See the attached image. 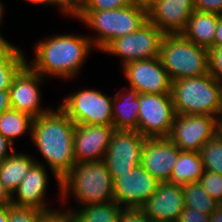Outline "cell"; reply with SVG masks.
<instances>
[{
	"label": "cell",
	"instance_id": "obj_1",
	"mask_svg": "<svg viewBox=\"0 0 222 222\" xmlns=\"http://www.w3.org/2000/svg\"><path fill=\"white\" fill-rule=\"evenodd\" d=\"M76 124L59 108L36 117L32 123L31 140L49 164L59 190L61 180L76 164L74 130Z\"/></svg>",
	"mask_w": 222,
	"mask_h": 222
},
{
	"label": "cell",
	"instance_id": "obj_2",
	"mask_svg": "<svg viewBox=\"0 0 222 222\" xmlns=\"http://www.w3.org/2000/svg\"><path fill=\"white\" fill-rule=\"evenodd\" d=\"M94 48L85 35L59 34L35 44V59L27 65L45 78V75L73 79ZM73 77V78H72Z\"/></svg>",
	"mask_w": 222,
	"mask_h": 222
},
{
	"label": "cell",
	"instance_id": "obj_3",
	"mask_svg": "<svg viewBox=\"0 0 222 222\" xmlns=\"http://www.w3.org/2000/svg\"><path fill=\"white\" fill-rule=\"evenodd\" d=\"M113 183L104 160L77 163L61 180L59 198L64 203L72 191L78 205L82 206L114 201Z\"/></svg>",
	"mask_w": 222,
	"mask_h": 222
},
{
	"label": "cell",
	"instance_id": "obj_4",
	"mask_svg": "<svg viewBox=\"0 0 222 222\" xmlns=\"http://www.w3.org/2000/svg\"><path fill=\"white\" fill-rule=\"evenodd\" d=\"M176 115H210L222 111V85L210 73L183 78L171 83Z\"/></svg>",
	"mask_w": 222,
	"mask_h": 222
},
{
	"label": "cell",
	"instance_id": "obj_5",
	"mask_svg": "<svg viewBox=\"0 0 222 222\" xmlns=\"http://www.w3.org/2000/svg\"><path fill=\"white\" fill-rule=\"evenodd\" d=\"M76 18L97 32L90 41L100 51L115 38L137 31L148 21L147 11L132 4L112 10H81Z\"/></svg>",
	"mask_w": 222,
	"mask_h": 222
},
{
	"label": "cell",
	"instance_id": "obj_6",
	"mask_svg": "<svg viewBox=\"0 0 222 222\" xmlns=\"http://www.w3.org/2000/svg\"><path fill=\"white\" fill-rule=\"evenodd\" d=\"M159 58L171 82L209 73L208 49L190 42L182 34H164Z\"/></svg>",
	"mask_w": 222,
	"mask_h": 222
},
{
	"label": "cell",
	"instance_id": "obj_7",
	"mask_svg": "<svg viewBox=\"0 0 222 222\" xmlns=\"http://www.w3.org/2000/svg\"><path fill=\"white\" fill-rule=\"evenodd\" d=\"M112 105L113 97L89 88L67 95L59 108L76 125L113 126Z\"/></svg>",
	"mask_w": 222,
	"mask_h": 222
},
{
	"label": "cell",
	"instance_id": "obj_8",
	"mask_svg": "<svg viewBox=\"0 0 222 222\" xmlns=\"http://www.w3.org/2000/svg\"><path fill=\"white\" fill-rule=\"evenodd\" d=\"M163 36L147 21L137 31L112 40L102 52L120 56L122 66L132 61L158 58Z\"/></svg>",
	"mask_w": 222,
	"mask_h": 222
},
{
	"label": "cell",
	"instance_id": "obj_9",
	"mask_svg": "<svg viewBox=\"0 0 222 222\" xmlns=\"http://www.w3.org/2000/svg\"><path fill=\"white\" fill-rule=\"evenodd\" d=\"M138 132L145 138H167L176 116L171 94L139 93Z\"/></svg>",
	"mask_w": 222,
	"mask_h": 222
},
{
	"label": "cell",
	"instance_id": "obj_10",
	"mask_svg": "<svg viewBox=\"0 0 222 222\" xmlns=\"http://www.w3.org/2000/svg\"><path fill=\"white\" fill-rule=\"evenodd\" d=\"M145 137L136 130H115L104 161L113 181L141 164Z\"/></svg>",
	"mask_w": 222,
	"mask_h": 222
},
{
	"label": "cell",
	"instance_id": "obj_11",
	"mask_svg": "<svg viewBox=\"0 0 222 222\" xmlns=\"http://www.w3.org/2000/svg\"><path fill=\"white\" fill-rule=\"evenodd\" d=\"M215 118L210 115H176L167 137L181 151L198 152L215 136Z\"/></svg>",
	"mask_w": 222,
	"mask_h": 222
},
{
	"label": "cell",
	"instance_id": "obj_12",
	"mask_svg": "<svg viewBox=\"0 0 222 222\" xmlns=\"http://www.w3.org/2000/svg\"><path fill=\"white\" fill-rule=\"evenodd\" d=\"M114 200L122 207H141L157 190L159 181L140 164L114 181Z\"/></svg>",
	"mask_w": 222,
	"mask_h": 222
},
{
	"label": "cell",
	"instance_id": "obj_13",
	"mask_svg": "<svg viewBox=\"0 0 222 222\" xmlns=\"http://www.w3.org/2000/svg\"><path fill=\"white\" fill-rule=\"evenodd\" d=\"M129 88L139 93L171 94V80L160 58L132 61L123 67Z\"/></svg>",
	"mask_w": 222,
	"mask_h": 222
},
{
	"label": "cell",
	"instance_id": "obj_14",
	"mask_svg": "<svg viewBox=\"0 0 222 222\" xmlns=\"http://www.w3.org/2000/svg\"><path fill=\"white\" fill-rule=\"evenodd\" d=\"M45 80L39 73L34 72L27 64L13 78L9 88L11 108L39 117L48 113L52 108H41V93L39 85Z\"/></svg>",
	"mask_w": 222,
	"mask_h": 222
},
{
	"label": "cell",
	"instance_id": "obj_15",
	"mask_svg": "<svg viewBox=\"0 0 222 222\" xmlns=\"http://www.w3.org/2000/svg\"><path fill=\"white\" fill-rule=\"evenodd\" d=\"M114 131V126L76 125L73 141L76 164L104 160Z\"/></svg>",
	"mask_w": 222,
	"mask_h": 222
},
{
	"label": "cell",
	"instance_id": "obj_16",
	"mask_svg": "<svg viewBox=\"0 0 222 222\" xmlns=\"http://www.w3.org/2000/svg\"><path fill=\"white\" fill-rule=\"evenodd\" d=\"M181 150L168 138H146L141 165L159 182H170L173 168Z\"/></svg>",
	"mask_w": 222,
	"mask_h": 222
},
{
	"label": "cell",
	"instance_id": "obj_17",
	"mask_svg": "<svg viewBox=\"0 0 222 222\" xmlns=\"http://www.w3.org/2000/svg\"><path fill=\"white\" fill-rule=\"evenodd\" d=\"M193 11V0H156L147 16L163 34H181Z\"/></svg>",
	"mask_w": 222,
	"mask_h": 222
},
{
	"label": "cell",
	"instance_id": "obj_18",
	"mask_svg": "<svg viewBox=\"0 0 222 222\" xmlns=\"http://www.w3.org/2000/svg\"><path fill=\"white\" fill-rule=\"evenodd\" d=\"M140 208L148 219L177 222L185 208L182 185L160 182L156 192Z\"/></svg>",
	"mask_w": 222,
	"mask_h": 222
},
{
	"label": "cell",
	"instance_id": "obj_19",
	"mask_svg": "<svg viewBox=\"0 0 222 222\" xmlns=\"http://www.w3.org/2000/svg\"><path fill=\"white\" fill-rule=\"evenodd\" d=\"M35 161L36 163L29 169L26 177L11 195V204L33 207L43 212H48L52 210L45 202L49 177L44 164H41L40 161Z\"/></svg>",
	"mask_w": 222,
	"mask_h": 222
},
{
	"label": "cell",
	"instance_id": "obj_20",
	"mask_svg": "<svg viewBox=\"0 0 222 222\" xmlns=\"http://www.w3.org/2000/svg\"><path fill=\"white\" fill-rule=\"evenodd\" d=\"M139 92L126 87V91L113 96L112 116L115 130H136L138 132Z\"/></svg>",
	"mask_w": 222,
	"mask_h": 222
},
{
	"label": "cell",
	"instance_id": "obj_21",
	"mask_svg": "<svg viewBox=\"0 0 222 222\" xmlns=\"http://www.w3.org/2000/svg\"><path fill=\"white\" fill-rule=\"evenodd\" d=\"M221 15L194 10L185 30L181 33L190 42L207 48L214 47V37Z\"/></svg>",
	"mask_w": 222,
	"mask_h": 222
},
{
	"label": "cell",
	"instance_id": "obj_22",
	"mask_svg": "<svg viewBox=\"0 0 222 222\" xmlns=\"http://www.w3.org/2000/svg\"><path fill=\"white\" fill-rule=\"evenodd\" d=\"M15 150L0 164V180L12 195L22 180L26 177L29 169L36 163V159L24 153H16Z\"/></svg>",
	"mask_w": 222,
	"mask_h": 222
},
{
	"label": "cell",
	"instance_id": "obj_23",
	"mask_svg": "<svg viewBox=\"0 0 222 222\" xmlns=\"http://www.w3.org/2000/svg\"><path fill=\"white\" fill-rule=\"evenodd\" d=\"M21 48L8 41L0 42V91L9 90L13 78L26 65Z\"/></svg>",
	"mask_w": 222,
	"mask_h": 222
},
{
	"label": "cell",
	"instance_id": "obj_24",
	"mask_svg": "<svg viewBox=\"0 0 222 222\" xmlns=\"http://www.w3.org/2000/svg\"><path fill=\"white\" fill-rule=\"evenodd\" d=\"M204 173V166L198 152L181 151L173 168L170 182L185 185L199 182Z\"/></svg>",
	"mask_w": 222,
	"mask_h": 222
},
{
	"label": "cell",
	"instance_id": "obj_25",
	"mask_svg": "<svg viewBox=\"0 0 222 222\" xmlns=\"http://www.w3.org/2000/svg\"><path fill=\"white\" fill-rule=\"evenodd\" d=\"M121 209L122 207L114 200L79 206L78 209L71 211L75 213L78 222H119Z\"/></svg>",
	"mask_w": 222,
	"mask_h": 222
},
{
	"label": "cell",
	"instance_id": "obj_26",
	"mask_svg": "<svg viewBox=\"0 0 222 222\" xmlns=\"http://www.w3.org/2000/svg\"><path fill=\"white\" fill-rule=\"evenodd\" d=\"M33 120L30 115L10 108L0 114V133L15 145L13 140L27 131L31 136Z\"/></svg>",
	"mask_w": 222,
	"mask_h": 222
},
{
	"label": "cell",
	"instance_id": "obj_27",
	"mask_svg": "<svg viewBox=\"0 0 222 222\" xmlns=\"http://www.w3.org/2000/svg\"><path fill=\"white\" fill-rule=\"evenodd\" d=\"M185 207L200 210L203 213L211 215L220 205L218 201L212 198L199 182H190L182 186Z\"/></svg>",
	"mask_w": 222,
	"mask_h": 222
},
{
	"label": "cell",
	"instance_id": "obj_28",
	"mask_svg": "<svg viewBox=\"0 0 222 222\" xmlns=\"http://www.w3.org/2000/svg\"><path fill=\"white\" fill-rule=\"evenodd\" d=\"M204 171L222 175V141L216 136L211 138L199 151Z\"/></svg>",
	"mask_w": 222,
	"mask_h": 222
},
{
	"label": "cell",
	"instance_id": "obj_29",
	"mask_svg": "<svg viewBox=\"0 0 222 222\" xmlns=\"http://www.w3.org/2000/svg\"><path fill=\"white\" fill-rule=\"evenodd\" d=\"M43 213L37 208L9 204L8 222H38Z\"/></svg>",
	"mask_w": 222,
	"mask_h": 222
},
{
	"label": "cell",
	"instance_id": "obj_30",
	"mask_svg": "<svg viewBox=\"0 0 222 222\" xmlns=\"http://www.w3.org/2000/svg\"><path fill=\"white\" fill-rule=\"evenodd\" d=\"M199 183L208 194L222 204V175L211 171H204Z\"/></svg>",
	"mask_w": 222,
	"mask_h": 222
},
{
	"label": "cell",
	"instance_id": "obj_31",
	"mask_svg": "<svg viewBox=\"0 0 222 222\" xmlns=\"http://www.w3.org/2000/svg\"><path fill=\"white\" fill-rule=\"evenodd\" d=\"M209 73L222 85V46L208 50Z\"/></svg>",
	"mask_w": 222,
	"mask_h": 222
},
{
	"label": "cell",
	"instance_id": "obj_32",
	"mask_svg": "<svg viewBox=\"0 0 222 222\" xmlns=\"http://www.w3.org/2000/svg\"><path fill=\"white\" fill-rule=\"evenodd\" d=\"M130 5V0H85L82 10H107Z\"/></svg>",
	"mask_w": 222,
	"mask_h": 222
},
{
	"label": "cell",
	"instance_id": "obj_33",
	"mask_svg": "<svg viewBox=\"0 0 222 222\" xmlns=\"http://www.w3.org/2000/svg\"><path fill=\"white\" fill-rule=\"evenodd\" d=\"M38 222H77V218L71 209L66 211L54 209L44 212Z\"/></svg>",
	"mask_w": 222,
	"mask_h": 222
},
{
	"label": "cell",
	"instance_id": "obj_34",
	"mask_svg": "<svg viewBox=\"0 0 222 222\" xmlns=\"http://www.w3.org/2000/svg\"><path fill=\"white\" fill-rule=\"evenodd\" d=\"M85 0H53V5L60 8L61 12L66 14V16H74L76 18L81 12ZM68 14V15H67Z\"/></svg>",
	"mask_w": 222,
	"mask_h": 222
},
{
	"label": "cell",
	"instance_id": "obj_35",
	"mask_svg": "<svg viewBox=\"0 0 222 222\" xmlns=\"http://www.w3.org/2000/svg\"><path fill=\"white\" fill-rule=\"evenodd\" d=\"M119 222H150V219L141 208L127 207L121 209Z\"/></svg>",
	"mask_w": 222,
	"mask_h": 222
},
{
	"label": "cell",
	"instance_id": "obj_36",
	"mask_svg": "<svg viewBox=\"0 0 222 222\" xmlns=\"http://www.w3.org/2000/svg\"><path fill=\"white\" fill-rule=\"evenodd\" d=\"M177 222H210V215L200 210L195 211L193 208L185 207Z\"/></svg>",
	"mask_w": 222,
	"mask_h": 222
},
{
	"label": "cell",
	"instance_id": "obj_37",
	"mask_svg": "<svg viewBox=\"0 0 222 222\" xmlns=\"http://www.w3.org/2000/svg\"><path fill=\"white\" fill-rule=\"evenodd\" d=\"M194 10L222 15V0H193Z\"/></svg>",
	"mask_w": 222,
	"mask_h": 222
},
{
	"label": "cell",
	"instance_id": "obj_38",
	"mask_svg": "<svg viewBox=\"0 0 222 222\" xmlns=\"http://www.w3.org/2000/svg\"><path fill=\"white\" fill-rule=\"evenodd\" d=\"M14 151L13 144L0 133V164Z\"/></svg>",
	"mask_w": 222,
	"mask_h": 222
},
{
	"label": "cell",
	"instance_id": "obj_39",
	"mask_svg": "<svg viewBox=\"0 0 222 222\" xmlns=\"http://www.w3.org/2000/svg\"><path fill=\"white\" fill-rule=\"evenodd\" d=\"M11 108L9 90L0 91V114Z\"/></svg>",
	"mask_w": 222,
	"mask_h": 222
},
{
	"label": "cell",
	"instance_id": "obj_40",
	"mask_svg": "<svg viewBox=\"0 0 222 222\" xmlns=\"http://www.w3.org/2000/svg\"><path fill=\"white\" fill-rule=\"evenodd\" d=\"M11 204V195L4 188L0 180V206H5Z\"/></svg>",
	"mask_w": 222,
	"mask_h": 222
},
{
	"label": "cell",
	"instance_id": "obj_41",
	"mask_svg": "<svg viewBox=\"0 0 222 222\" xmlns=\"http://www.w3.org/2000/svg\"><path fill=\"white\" fill-rule=\"evenodd\" d=\"M222 46V15L218 19L216 33L214 37V47Z\"/></svg>",
	"mask_w": 222,
	"mask_h": 222
},
{
	"label": "cell",
	"instance_id": "obj_42",
	"mask_svg": "<svg viewBox=\"0 0 222 222\" xmlns=\"http://www.w3.org/2000/svg\"><path fill=\"white\" fill-rule=\"evenodd\" d=\"M156 0H130V4L143 8L148 11L154 4Z\"/></svg>",
	"mask_w": 222,
	"mask_h": 222
},
{
	"label": "cell",
	"instance_id": "obj_43",
	"mask_svg": "<svg viewBox=\"0 0 222 222\" xmlns=\"http://www.w3.org/2000/svg\"><path fill=\"white\" fill-rule=\"evenodd\" d=\"M215 136L222 141V111L215 118Z\"/></svg>",
	"mask_w": 222,
	"mask_h": 222
},
{
	"label": "cell",
	"instance_id": "obj_44",
	"mask_svg": "<svg viewBox=\"0 0 222 222\" xmlns=\"http://www.w3.org/2000/svg\"><path fill=\"white\" fill-rule=\"evenodd\" d=\"M210 222H222V204L210 215Z\"/></svg>",
	"mask_w": 222,
	"mask_h": 222
},
{
	"label": "cell",
	"instance_id": "obj_45",
	"mask_svg": "<svg viewBox=\"0 0 222 222\" xmlns=\"http://www.w3.org/2000/svg\"><path fill=\"white\" fill-rule=\"evenodd\" d=\"M9 205L0 206V222H8Z\"/></svg>",
	"mask_w": 222,
	"mask_h": 222
},
{
	"label": "cell",
	"instance_id": "obj_46",
	"mask_svg": "<svg viewBox=\"0 0 222 222\" xmlns=\"http://www.w3.org/2000/svg\"><path fill=\"white\" fill-rule=\"evenodd\" d=\"M27 2L34 3V4H42V5H52L53 0H26Z\"/></svg>",
	"mask_w": 222,
	"mask_h": 222
},
{
	"label": "cell",
	"instance_id": "obj_47",
	"mask_svg": "<svg viewBox=\"0 0 222 222\" xmlns=\"http://www.w3.org/2000/svg\"><path fill=\"white\" fill-rule=\"evenodd\" d=\"M4 6L2 5V2L0 1V23L2 22L3 19V14H4ZM7 41L6 39H4V37L0 34V42H5Z\"/></svg>",
	"mask_w": 222,
	"mask_h": 222
},
{
	"label": "cell",
	"instance_id": "obj_48",
	"mask_svg": "<svg viewBox=\"0 0 222 222\" xmlns=\"http://www.w3.org/2000/svg\"><path fill=\"white\" fill-rule=\"evenodd\" d=\"M150 222H172V221H164V220H157V219H150Z\"/></svg>",
	"mask_w": 222,
	"mask_h": 222
}]
</instances>
